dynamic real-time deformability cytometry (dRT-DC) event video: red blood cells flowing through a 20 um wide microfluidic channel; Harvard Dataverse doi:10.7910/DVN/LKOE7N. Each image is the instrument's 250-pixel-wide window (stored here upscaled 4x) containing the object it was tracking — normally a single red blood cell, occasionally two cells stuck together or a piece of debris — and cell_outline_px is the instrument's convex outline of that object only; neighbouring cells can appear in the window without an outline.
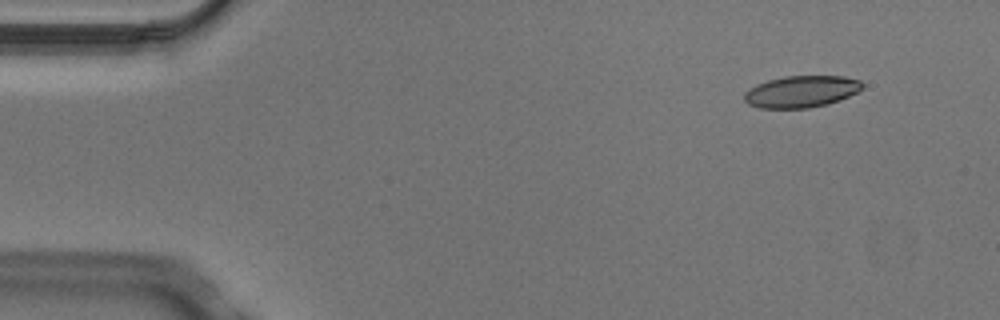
{"species": "Egyptian fruit bat (a non-hibernating species)", "species_latin": "Rousettus aegyptiacus", "temperature_condition": "cold", "stored_images_in_passage": 4, "camera_frame_rate_fps": 3000, "um_per_image_px": 0.085, "animal": {"sex": "male"}, "frame": {"image": 1, "passage_image": 2, "time_ms": 0.333, "image_size_px": [1000, 320], "cell_outline_px": [[864, 88], [848, 96], [828, 104], [808, 108], [760, 108], [748, 104], [744, 100], [744, 92], [756, 84], [768, 80], [784, 76], [844, 76], [860, 80], [864, 84]], "centroid_in_image_um": [68.11, 7.78], "position_along_channel_um": 16.9, "area_um2": 21.91}}